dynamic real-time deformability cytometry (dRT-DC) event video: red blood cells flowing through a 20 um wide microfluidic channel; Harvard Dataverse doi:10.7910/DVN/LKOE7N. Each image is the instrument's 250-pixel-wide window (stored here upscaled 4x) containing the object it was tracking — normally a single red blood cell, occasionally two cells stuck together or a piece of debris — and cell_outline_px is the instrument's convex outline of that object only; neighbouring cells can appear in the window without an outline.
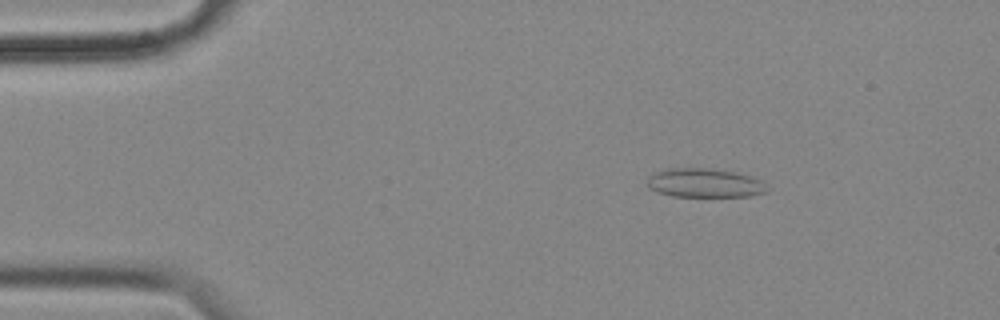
{"species": "common noctule bat (a hibernating species)", "species_latin": "Nyctalus noctula", "temperature_condition": "cold", "stored_images_in_passage": 57, "camera_frame_rate_fps": 3000, "um_per_image_px": 0.085, "animal": {"sex": "female", "body_mass_g": 18.4}, "frame": {"image": 1, "passage_image": 9, "time_ms": 2.667, "image_size_px": [1000, 320], "cell_outline_px": [[768, 188], [764, 192], [748, 196], [672, 196], [648, 188], [648, 176], [656, 172], [668, 168], [700, 168], [732, 172], [748, 176], [760, 180]], "centroid_in_image_um": [59.84, 15.56], "position_along_channel_um": 25.2, "area_um2": 19.71}}
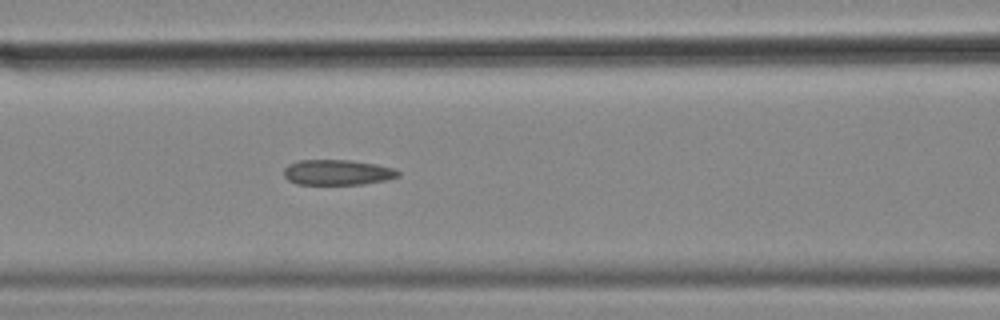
{"frame": {"image": 2, "passage_image": 24, "time_ms": 7.667, "image_size_px": [1000, 320], "cell_outline_px": [[400, 176], [384, 180], [364, 184], [296, 184], [288, 180], [284, 176], [284, 168], [288, 164], [300, 160], [348, 160], [376, 164], [392, 168], [400, 172]], "centroid_in_image_um": [28.65, 14.65], "position_along_channel_um": 137.9, "area_um2": 16.82}}
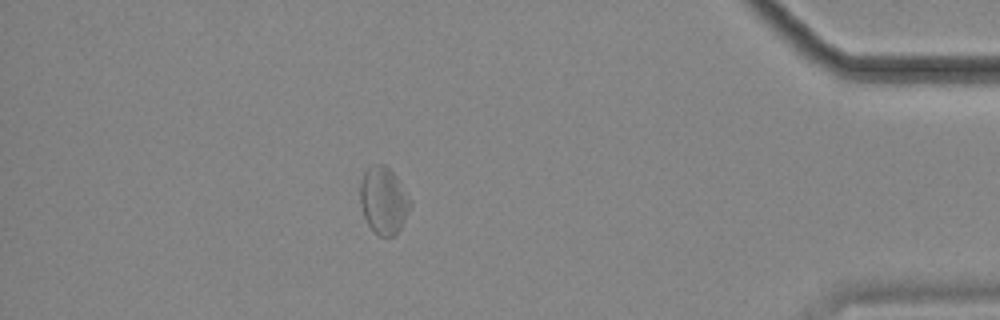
{"frame": {"image": 3, "passage_image": 50, "time_ms": 16.333, "image_size_px": [1000, 320], "cell_outline_px": [[412, 204], [400, 228], [392, 236], [380, 236], [372, 232], [364, 216], [360, 204], [360, 180], [364, 172], [372, 164], [384, 164], [396, 176], [412, 200]], "centroid_in_image_um": [32.59, 17.03], "position_along_channel_um": 402.6, "area_um2": 19.65}, "authors_computed_cell_mechanics": {"area_um2": 18.785, "velocity_mm_per_s": 3.5526, "shape_relaxation_time_tau1_ms": null, "shape_relaxation_time_tau2_ms": 6.3042, "deformation_change_tau1": null, "deformation_change_tau2": 0.1157}}